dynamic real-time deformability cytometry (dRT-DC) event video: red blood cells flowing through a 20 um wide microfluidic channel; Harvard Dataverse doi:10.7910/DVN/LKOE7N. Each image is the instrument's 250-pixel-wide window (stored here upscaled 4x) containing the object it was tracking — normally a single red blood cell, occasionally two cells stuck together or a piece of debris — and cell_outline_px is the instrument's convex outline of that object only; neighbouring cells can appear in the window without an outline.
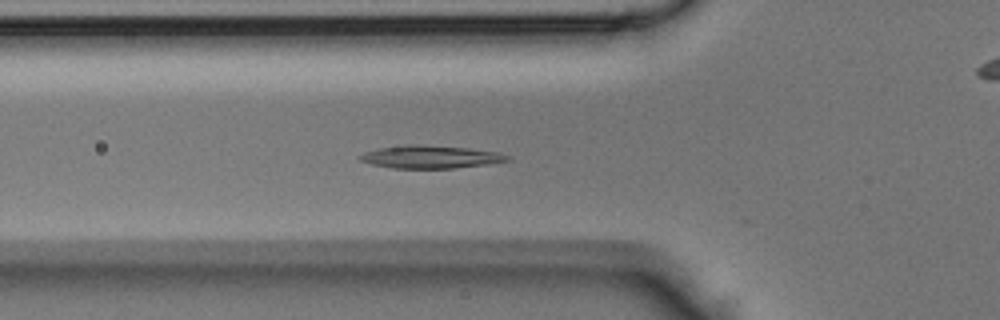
{"species": "Egyptian fruit bat (a non-hibernating species)", "species_latin": "Rousettus aegyptiacus", "temperature_condition": "room temperature", "stored_images_in_passage": 42, "camera_frame_rate_fps": 3000, "um_per_image_px": 0.085, "animal": {"sex": "male"}, "frame": {"image": 1, "passage_image": 13, "time_ms": 4.0, "image_size_px": [1000, 320], "cell_outline_px": [[512, 160], [488, 164], [452, 168], [392, 168], [372, 164], [360, 160], [360, 156], [364, 152], [380, 148], [404, 144], [416, 144], [468, 148], [496, 152], [512, 156]], "centroid_in_image_um": [36.62, 13.33], "position_along_channel_um": 89.2, "area_um2": 19.54}}
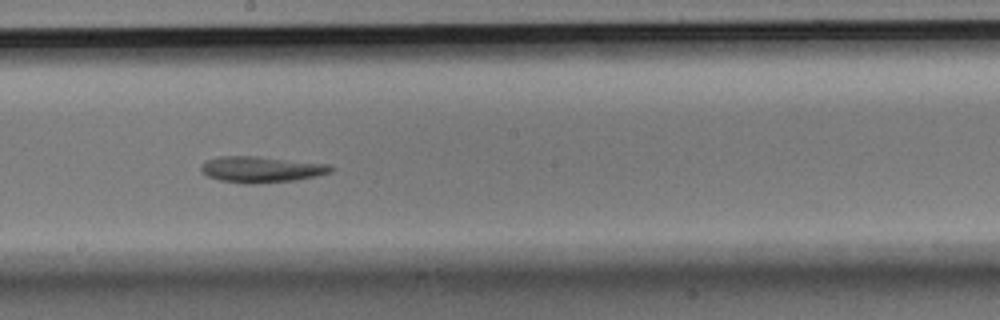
{"frame": {"image": 2, "passage_image": 22, "time_ms": 7.0, "image_size_px": [1000, 320], "cell_outline_px": [[332, 172], [316, 176], [296, 180], [256, 184], [244, 184], [220, 180], [208, 176], [200, 168], [200, 164], [204, 160], [220, 156], [256, 156], [328, 164], [332, 168]], "centroid_in_image_um": [22.17, 14.4], "position_along_channel_um": 226.0, "area_um2": 19.77}}
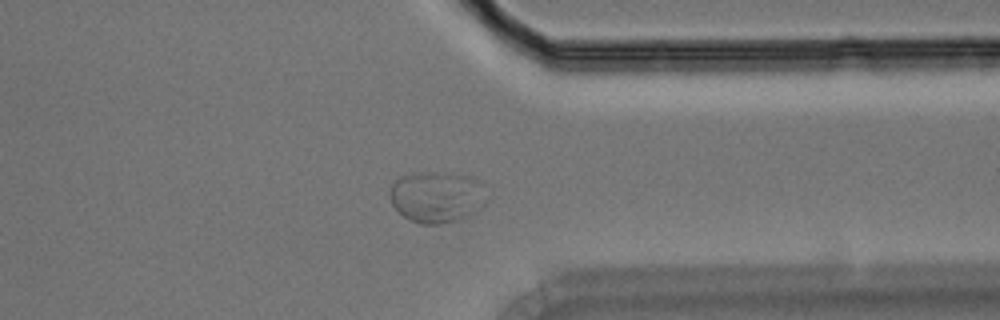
{"frame": {"image": 3, "passage_image": 32, "time_ms": 10.333, "image_size_px": [1000, 320], "cell_outline_px": [[484, 204], [476, 212], [468, 216], [456, 220], [440, 224], [420, 224], [408, 220], [392, 204], [388, 196], [388, 192], [392, 184], [400, 176], [412, 172], [440, 172], [472, 176], [476, 180], [484, 200]], "centroid_in_image_um": [37.03, 16.74], "position_along_channel_um": 374.4, "area_um2": 28.78}}